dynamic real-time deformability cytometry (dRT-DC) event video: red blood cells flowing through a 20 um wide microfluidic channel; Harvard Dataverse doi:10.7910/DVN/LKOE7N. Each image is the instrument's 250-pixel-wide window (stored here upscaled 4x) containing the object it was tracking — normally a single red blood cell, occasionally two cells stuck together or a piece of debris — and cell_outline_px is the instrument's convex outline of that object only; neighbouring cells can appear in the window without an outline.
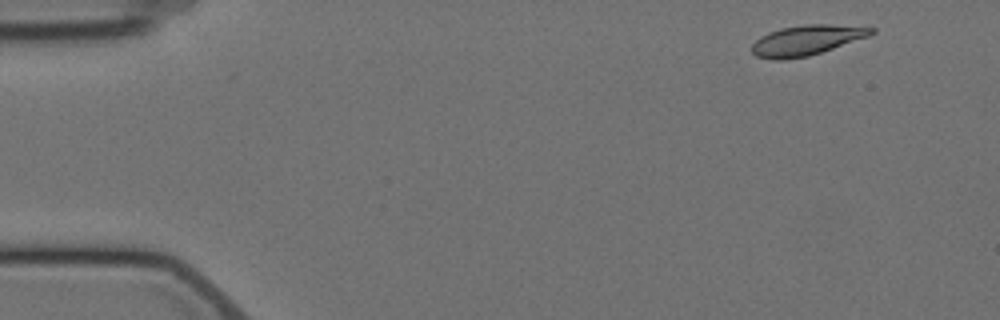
{"species": "Egyptian fruit bat (a non-hibernating species)", "species_latin": "Rousettus aegyptiacus", "temperature_condition": "cold", "stored_images_in_passage": 12, "camera_frame_rate_fps": 3000, "um_per_image_px": 0.085, "animal": {"sex": "female"}, "frame": {"image": 1, "passage_image": 1, "time_ms": 0.0, "image_size_px": [1000, 320], "cell_outline_px": [[876, 32], [868, 36], [808, 56], [784, 60], [772, 60], [756, 56], [752, 52], [752, 44], [760, 36], [768, 32], [780, 28], [804, 24], [828, 24], [876, 28]], "centroid_in_image_um": [68.51, 3.42], "position_along_channel_um": 16.5, "area_um2": 20.87}}
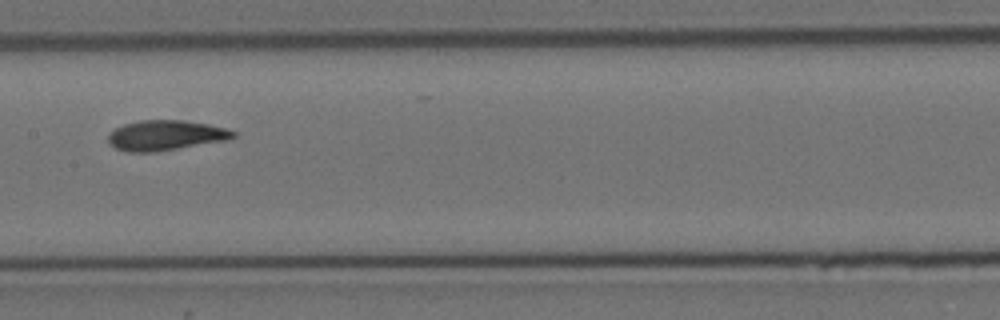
{"frame": {"image": 2, "passage_image": 7, "time_ms": 8.0, "image_size_px": [1000, 320], "cell_outline_px": [[236, 136], [224, 140], [152, 152], [128, 152], [116, 148], [108, 144], [108, 136], [116, 128], [124, 124], [140, 120], [184, 120], [208, 124], [224, 128], [236, 132]], "centroid_in_image_um": [14.03, 11.49], "position_along_channel_um": 193.4, "area_um2": 21.56}}
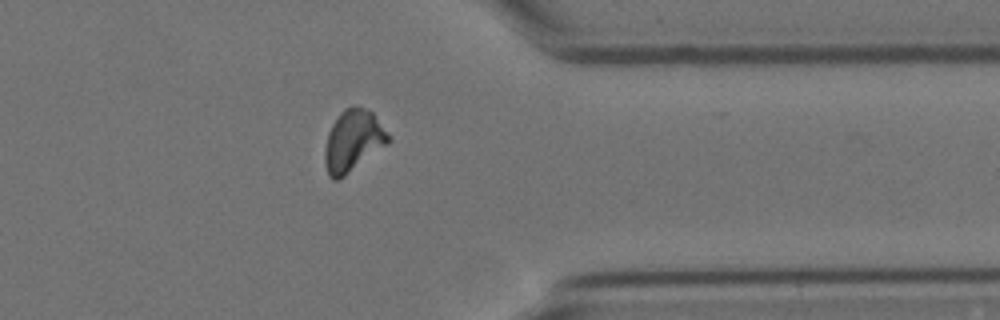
{"frame": {"image": 3, "passage_image": 12, "time_ms": 13.667, "image_size_px": [1000, 320], "cell_outline_px": [[392, 140], [388, 144], [340, 180], [332, 180], [328, 176], [324, 164], [324, 148], [328, 132], [332, 124], [340, 112], [344, 108], [364, 108], [372, 112]], "centroid_in_image_um": [29.98, 12.03], "position_along_channel_um": 381.4, "area_um2": 22.83}, "authors_computed_cell_mechanics": {"area_um2": 21.7906, "velocity_mm_per_s": 3.5025, "shape_relaxation_time_tau1_ms": 2.4695, "shape_relaxation_time_tau2_ms": 2.5075, "deformation_change_tau1": 0.08, "deformation_change_tau2": 0.0355}}